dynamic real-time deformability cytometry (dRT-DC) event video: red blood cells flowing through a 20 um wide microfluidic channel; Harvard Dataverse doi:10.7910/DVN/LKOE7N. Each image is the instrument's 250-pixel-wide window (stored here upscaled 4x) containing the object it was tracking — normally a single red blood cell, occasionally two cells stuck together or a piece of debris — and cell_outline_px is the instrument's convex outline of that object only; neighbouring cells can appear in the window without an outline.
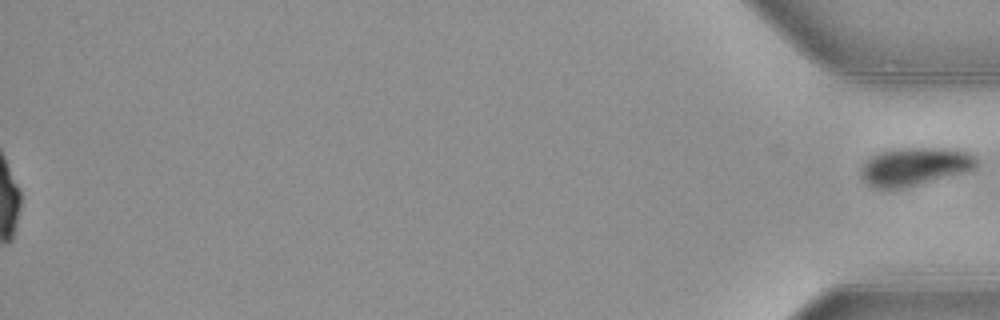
{"species": "common noctule bat (a hibernating species)", "species_latin": "Nyctalus noctula", "temperature_condition": "warm", "stored_images_in_passage": 48, "segment_of_instrument_passage": [2, 2], "camera_frame_rate_fps": 3000, "um_per_image_px": 0.085, "animal": {"sex": "female", "body_mass_g": 21.9}, "frame": {"image": 1, "passage_image": 48, "time_ms": 15.667, "image_size_px": [1000, 320], "cell_outline_px": [[980, 164], [976, 168], [968, 172], [904, 188], [876, 188], [868, 184], [860, 176], [860, 168], [872, 156], [880, 152], [900, 148], [956, 148], [968, 152], [976, 156], [980, 160]], "centroid_in_image_um": [77.84, 14.15], "position_along_channel_um": 357.4, "area_um2": 26.07}}